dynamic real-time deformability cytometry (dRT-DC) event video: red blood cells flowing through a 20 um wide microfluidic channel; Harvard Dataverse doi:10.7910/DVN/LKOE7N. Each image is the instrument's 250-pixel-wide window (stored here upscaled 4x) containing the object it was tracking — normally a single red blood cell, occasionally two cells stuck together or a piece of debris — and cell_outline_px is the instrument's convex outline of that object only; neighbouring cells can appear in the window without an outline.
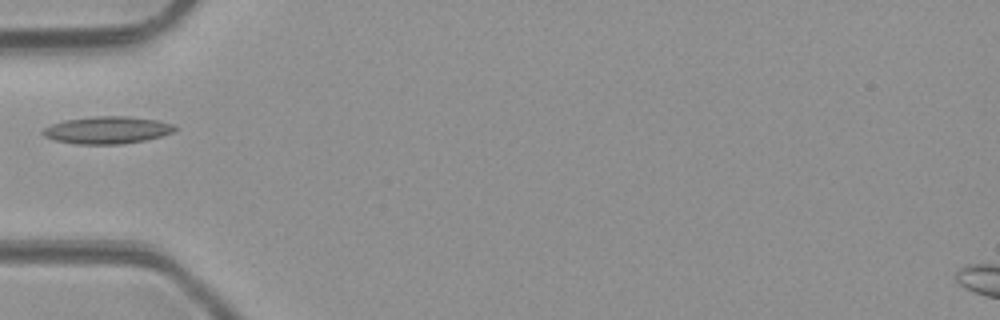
{"species": "common noctule bat (a hibernating species)", "species_latin": "Nyctalus noctula", "temperature_condition": "room temperature", "stored_images_in_passage": 5, "camera_frame_rate_fps": 3000, "um_per_image_px": 0.085, "animal": {"sex": "male", "body_mass_g": 23.1, "forearm_length_mm": 52.7}, "frame": {"image": 1, "passage_image": 5, "time_ms": 5.333, "image_size_px": [1000, 320], "cell_outline_px": [[180, 128], [172, 132], [160, 136], [144, 140], [120, 144], [76, 144], [52, 140], [44, 136], [40, 132], [44, 128], [52, 124], [64, 120], [92, 116], [128, 116], [156, 120], [172, 124]], "centroid_in_image_um": [9.08, 11.05], "position_along_channel_um": 75.9, "area_um2": 21.04}}